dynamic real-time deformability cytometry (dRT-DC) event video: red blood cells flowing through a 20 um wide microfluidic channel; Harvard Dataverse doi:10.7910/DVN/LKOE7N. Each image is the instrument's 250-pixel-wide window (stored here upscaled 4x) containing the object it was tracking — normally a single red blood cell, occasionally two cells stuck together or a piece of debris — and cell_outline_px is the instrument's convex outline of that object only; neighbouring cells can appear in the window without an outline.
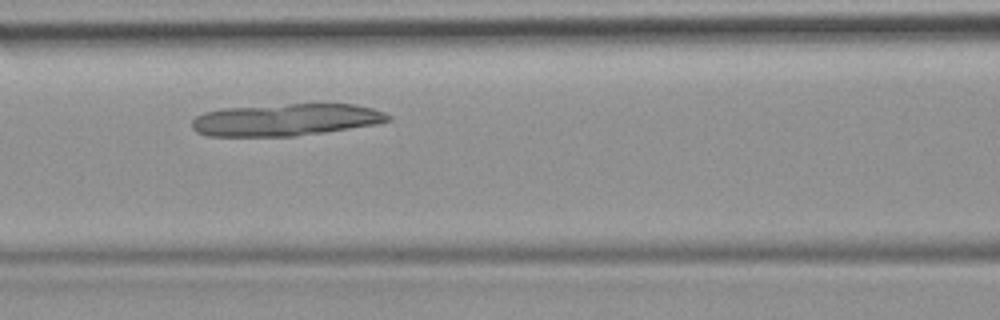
{"species": "common noctule bat (a hibernating species)", "species_latin": "Nyctalus noctula", "temperature_condition": "room temperature", "stored_images_in_passage": 39, "camera_frame_rate_fps": 3000, "um_per_image_px": 0.085, "animal": {"sex": "female", "body_mass_g": 19.9}, "frame": {"image": 1, "passage_image": 12, "time_ms": 3.667, "image_size_px": [1000, 320], "cell_outline_px": [[392, 120], [376, 124], [324, 132], [296, 136], [208, 136], [196, 132], [192, 128], [192, 120], [196, 116], [204, 112], [224, 108], [288, 104], [356, 104], [372, 108], [384, 112], [392, 116]], "centroid_in_image_um": [24.3, 10.18], "position_along_channel_um": 142.3, "area_um2": 36.76}}